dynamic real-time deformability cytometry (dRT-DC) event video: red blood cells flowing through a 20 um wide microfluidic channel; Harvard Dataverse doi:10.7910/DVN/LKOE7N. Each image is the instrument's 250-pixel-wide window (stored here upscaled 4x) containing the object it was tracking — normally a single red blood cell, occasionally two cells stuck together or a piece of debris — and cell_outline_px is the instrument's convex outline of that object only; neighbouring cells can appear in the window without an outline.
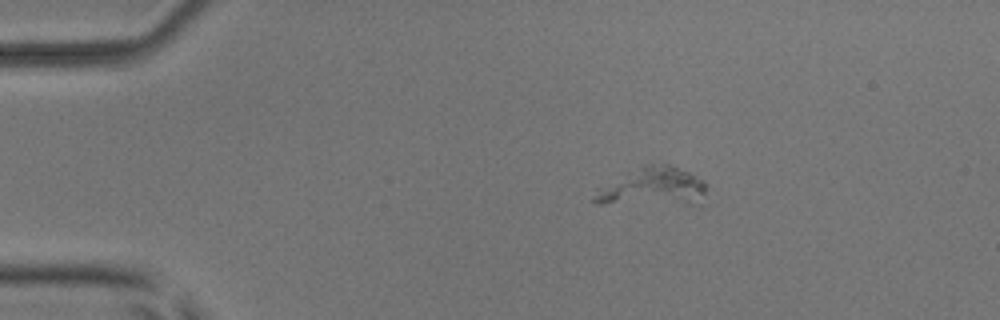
{"species": "common noctule bat (a hibernating species)", "species_latin": "Nyctalus noctula", "temperature_condition": "room temperature", "stored_images_in_passage": 3, "camera_frame_rate_fps": 3000, "um_per_image_px": 0.085, "animal": {"sex": "male", "body_mass_g": 17.9, "forearm_length_mm": 54.2}, "frame": {"image": 1, "passage_image": 1, "time_ms": 0.0, "image_size_px": [1000, 320], "cell_outline_px": [[708, 188], [700, 208], [596, 204], [592, 200], [596, 188], [644, 164], [668, 164], [688, 172], [704, 180]], "centroid_in_image_um": [55.56, 16.0], "position_along_channel_um": 29.4, "area_um2": 27.05}}